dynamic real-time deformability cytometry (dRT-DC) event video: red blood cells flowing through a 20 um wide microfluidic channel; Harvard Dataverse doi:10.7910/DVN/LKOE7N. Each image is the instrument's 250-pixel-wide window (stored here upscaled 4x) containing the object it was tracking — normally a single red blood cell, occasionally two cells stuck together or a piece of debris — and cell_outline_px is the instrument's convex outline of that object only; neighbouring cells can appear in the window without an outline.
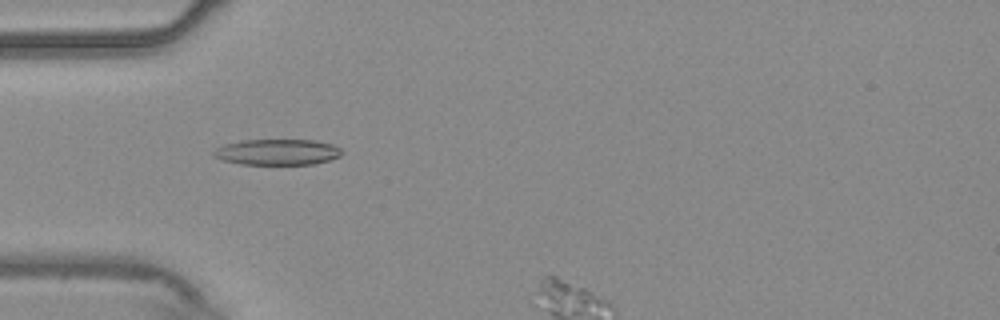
{"species": "common noctule bat (a hibernating species)", "species_latin": "Nyctalus noctula", "temperature_condition": "warm", "stored_images_in_passage": 20, "segment_of_instrument_passage": [1, 2], "camera_frame_rate_fps": 3000, "um_per_image_px": 0.085, "animal": {"sex": "male", "body_mass_g": 20.4}, "frame": {"image": 1, "passage_image": 17, "time_ms": 5.333, "image_size_px": [1000, 320], "cell_outline_px": [[344, 152], [340, 156], [316, 164], [240, 164], [224, 160], [212, 156], [212, 152], [216, 148], [224, 144], [240, 140], [316, 140], [332, 144], [340, 148]], "centroid_in_image_um": [23.57, 12.92], "position_along_channel_um": 61.4, "area_um2": 19.42}}